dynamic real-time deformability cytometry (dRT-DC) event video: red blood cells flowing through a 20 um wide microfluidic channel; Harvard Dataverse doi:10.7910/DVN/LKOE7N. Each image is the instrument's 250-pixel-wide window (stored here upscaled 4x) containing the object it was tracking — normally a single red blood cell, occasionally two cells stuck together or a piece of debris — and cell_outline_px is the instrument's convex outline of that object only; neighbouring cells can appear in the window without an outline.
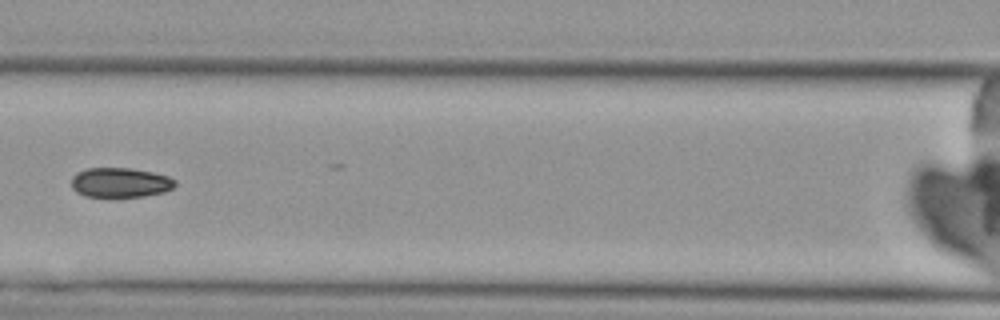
{"species": "Egyptian fruit bat (a non-hibernating species)", "species_latin": "Rousettus aegyptiacus", "temperature_condition": "cold", "stored_images_in_passage": 3, "camera_frame_rate_fps": 3000, "um_per_image_px": 0.085, "animal": {"sex": "female"}, "frame": {"image": 1, "passage_image": 3, "time_ms": 2.333, "image_size_px": [1000, 320], "cell_outline_px": [[176, 184], [172, 188], [164, 192], [144, 196], [112, 200], [84, 196], [76, 192], [72, 188], [72, 176], [76, 172], [88, 168], [132, 168], [152, 172], [168, 176], [176, 180]], "centroid_in_image_um": [10.19, 15.56], "position_along_channel_um": 156.4, "area_um2": 18.79}}